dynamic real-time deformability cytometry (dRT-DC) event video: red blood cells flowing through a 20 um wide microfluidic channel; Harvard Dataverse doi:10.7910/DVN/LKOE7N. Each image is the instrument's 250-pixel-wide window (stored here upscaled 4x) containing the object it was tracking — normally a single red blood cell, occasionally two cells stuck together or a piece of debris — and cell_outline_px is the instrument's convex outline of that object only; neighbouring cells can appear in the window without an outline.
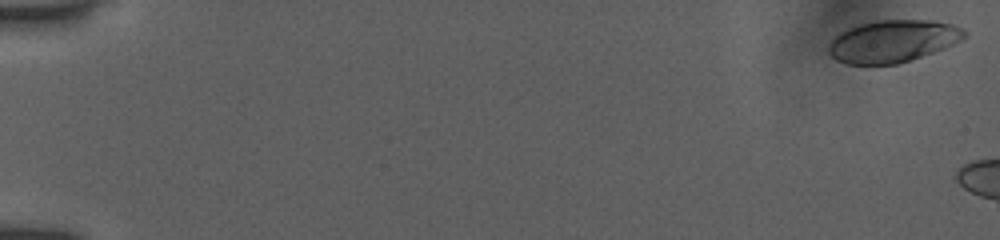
{"species": "human", "species_latin": "Homo sapiens", "temperature_condition": "room temperature", "stored_images_in_passage": 14, "camera_frame_rate_fps": 3000, "um_per_image_px": 0.085, "donor": {"sex": "female"}, "frame": {"image": 1, "passage_image": 1, "time_ms": 0.0, "image_size_px": [1000, 240], "cell_outline_px": [[968, 32], [960, 40], [944, 48], [896, 64], [848, 64], [836, 60], [828, 52], [828, 44], [840, 32], [856, 24], [876, 20], [936, 20], [952, 24], [964, 28]], "centroid_in_image_um": [75.87, 3.48], "position_along_channel_um": 9.1, "area_um2": 33.35}}